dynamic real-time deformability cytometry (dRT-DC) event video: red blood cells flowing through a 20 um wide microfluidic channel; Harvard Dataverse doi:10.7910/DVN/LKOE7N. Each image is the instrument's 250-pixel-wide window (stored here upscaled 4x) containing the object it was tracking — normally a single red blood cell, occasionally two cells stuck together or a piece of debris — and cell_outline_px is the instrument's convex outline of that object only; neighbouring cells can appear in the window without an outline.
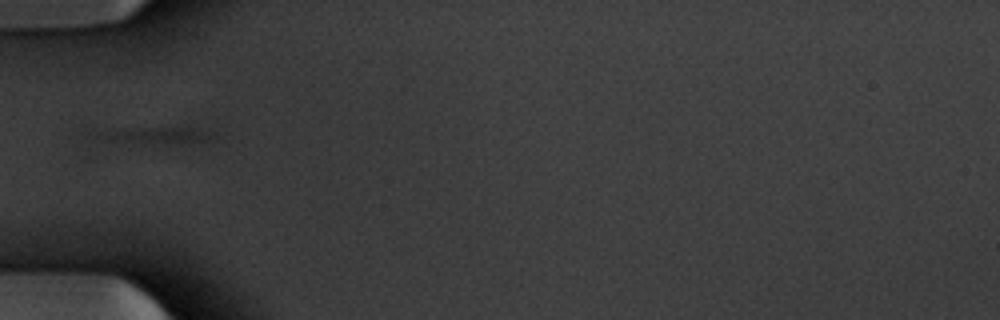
{"species": "common noctule bat (a hibernating species)", "species_latin": "Nyctalus noctula", "temperature_condition": "warm", "stored_images_in_passage": 36, "segment_of_instrument_passage": [1, 4], "camera_frame_rate_fps": 3000, "um_per_image_px": 0.085, "animal": {"sex": "male", "body_mass_g": 20.1, "forearm_length_mm": 53.5}, "frame": {"image": 1, "passage_image": 1, "time_ms": 0.0, "image_size_px": [1000, 320], "cell_outline_px": [[216, 140], [208, 144], [164, 144], [104, 140], [88, 136], [88, 132], [92, 128], [180, 124], [188, 124], [208, 128], [216, 132]], "centroid_in_image_um": [13.33, 11.41], "position_along_channel_um": 71.7, "area_um2": 14.74}}